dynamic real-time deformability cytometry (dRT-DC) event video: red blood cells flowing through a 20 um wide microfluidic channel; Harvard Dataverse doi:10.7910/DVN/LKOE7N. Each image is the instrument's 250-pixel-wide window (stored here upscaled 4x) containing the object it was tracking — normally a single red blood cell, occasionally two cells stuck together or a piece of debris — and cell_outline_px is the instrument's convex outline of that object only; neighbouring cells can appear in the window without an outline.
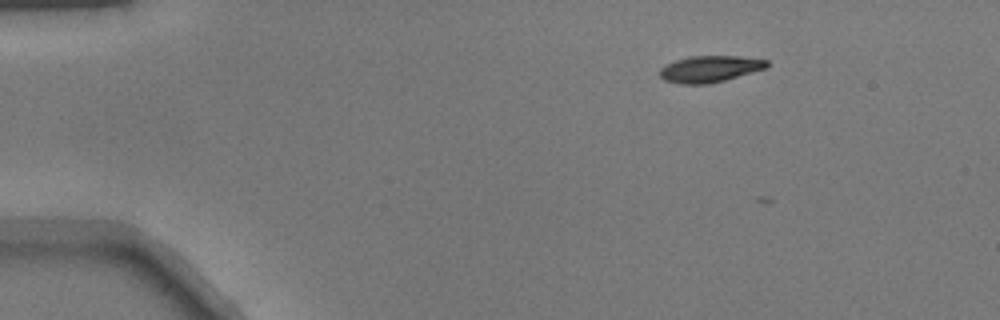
{"species": "common noctule bat (a hibernating species)", "species_latin": "Nyctalus noctula", "temperature_condition": "warm", "stored_images_in_passage": 2, "camera_frame_rate_fps": 3000, "um_per_image_px": 0.085, "animal": {"sex": "male", "body_mass_g": 17.9}, "frame": {"image": 1, "passage_image": 1, "time_ms": 0.0, "image_size_px": [1000, 320], "cell_outline_px": [[768, 68], [724, 80], [708, 84], [680, 84], [664, 80], [660, 76], [660, 68], [676, 60], [688, 56], [740, 56], [768, 60]], "centroid_in_image_um": [60.35, 5.86], "position_along_channel_um": 24.6, "area_um2": 16.53}}